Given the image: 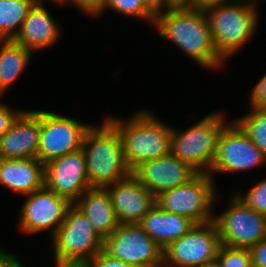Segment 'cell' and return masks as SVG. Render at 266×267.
<instances>
[{"label":"cell","instance_id":"1","mask_svg":"<svg viewBox=\"0 0 266 267\" xmlns=\"http://www.w3.org/2000/svg\"><path fill=\"white\" fill-rule=\"evenodd\" d=\"M153 27L203 70L216 72L226 65L215 49L204 7L172 4L155 16Z\"/></svg>","mask_w":266,"mask_h":267},{"label":"cell","instance_id":"2","mask_svg":"<svg viewBox=\"0 0 266 267\" xmlns=\"http://www.w3.org/2000/svg\"><path fill=\"white\" fill-rule=\"evenodd\" d=\"M135 111L123 118L105 116L119 131L124 159L132 172L143 162L169 154L171 149L172 125L148 108Z\"/></svg>","mask_w":266,"mask_h":267},{"label":"cell","instance_id":"3","mask_svg":"<svg viewBox=\"0 0 266 267\" xmlns=\"http://www.w3.org/2000/svg\"><path fill=\"white\" fill-rule=\"evenodd\" d=\"M260 4L229 0L204 7L218 55L227 63L249 44L260 24Z\"/></svg>","mask_w":266,"mask_h":267},{"label":"cell","instance_id":"4","mask_svg":"<svg viewBox=\"0 0 266 267\" xmlns=\"http://www.w3.org/2000/svg\"><path fill=\"white\" fill-rule=\"evenodd\" d=\"M99 124L91 123L81 147L91 188H106L132 173L117 128L105 116Z\"/></svg>","mask_w":266,"mask_h":267},{"label":"cell","instance_id":"5","mask_svg":"<svg viewBox=\"0 0 266 267\" xmlns=\"http://www.w3.org/2000/svg\"><path fill=\"white\" fill-rule=\"evenodd\" d=\"M231 119L225 111H212L188 128H171L170 152L197 173H210L215 159L218 138Z\"/></svg>","mask_w":266,"mask_h":267},{"label":"cell","instance_id":"6","mask_svg":"<svg viewBox=\"0 0 266 267\" xmlns=\"http://www.w3.org/2000/svg\"><path fill=\"white\" fill-rule=\"evenodd\" d=\"M215 182L209 173H197L183 185L160 193L156 204L165 211L186 216L196 224L213 221L214 208L218 201L221 202Z\"/></svg>","mask_w":266,"mask_h":267},{"label":"cell","instance_id":"7","mask_svg":"<svg viewBox=\"0 0 266 267\" xmlns=\"http://www.w3.org/2000/svg\"><path fill=\"white\" fill-rule=\"evenodd\" d=\"M103 241L84 213L72 204L63 223L49 241L51 257L89 261L103 249Z\"/></svg>","mask_w":266,"mask_h":267},{"label":"cell","instance_id":"8","mask_svg":"<svg viewBox=\"0 0 266 267\" xmlns=\"http://www.w3.org/2000/svg\"><path fill=\"white\" fill-rule=\"evenodd\" d=\"M228 198L224 211L214 212L213 218L221 244L250 249L266 237V215L248 207L233 192Z\"/></svg>","mask_w":266,"mask_h":267},{"label":"cell","instance_id":"9","mask_svg":"<svg viewBox=\"0 0 266 267\" xmlns=\"http://www.w3.org/2000/svg\"><path fill=\"white\" fill-rule=\"evenodd\" d=\"M266 166V157L256 147L239 124L231 119L222 129L210 176L249 172Z\"/></svg>","mask_w":266,"mask_h":267},{"label":"cell","instance_id":"10","mask_svg":"<svg viewBox=\"0 0 266 267\" xmlns=\"http://www.w3.org/2000/svg\"><path fill=\"white\" fill-rule=\"evenodd\" d=\"M23 198L25 200L20 206L17 228L22 234L29 236L46 232L51 239L63 223L72 204L45 186Z\"/></svg>","mask_w":266,"mask_h":267},{"label":"cell","instance_id":"11","mask_svg":"<svg viewBox=\"0 0 266 267\" xmlns=\"http://www.w3.org/2000/svg\"><path fill=\"white\" fill-rule=\"evenodd\" d=\"M221 245L214 221L195 224L163 250V267H201L216 261Z\"/></svg>","mask_w":266,"mask_h":267},{"label":"cell","instance_id":"12","mask_svg":"<svg viewBox=\"0 0 266 267\" xmlns=\"http://www.w3.org/2000/svg\"><path fill=\"white\" fill-rule=\"evenodd\" d=\"M55 111L40 110L38 159L43 164L81 149L84 134L91 126Z\"/></svg>","mask_w":266,"mask_h":267},{"label":"cell","instance_id":"13","mask_svg":"<svg viewBox=\"0 0 266 267\" xmlns=\"http://www.w3.org/2000/svg\"><path fill=\"white\" fill-rule=\"evenodd\" d=\"M103 250L136 267H163V249L138 223L119 224L104 239Z\"/></svg>","mask_w":266,"mask_h":267},{"label":"cell","instance_id":"14","mask_svg":"<svg viewBox=\"0 0 266 267\" xmlns=\"http://www.w3.org/2000/svg\"><path fill=\"white\" fill-rule=\"evenodd\" d=\"M44 186L71 204L91 188L82 148L45 163Z\"/></svg>","mask_w":266,"mask_h":267},{"label":"cell","instance_id":"15","mask_svg":"<svg viewBox=\"0 0 266 267\" xmlns=\"http://www.w3.org/2000/svg\"><path fill=\"white\" fill-rule=\"evenodd\" d=\"M106 189L120 224L139 223L156 204V197L133 173Z\"/></svg>","mask_w":266,"mask_h":267},{"label":"cell","instance_id":"16","mask_svg":"<svg viewBox=\"0 0 266 267\" xmlns=\"http://www.w3.org/2000/svg\"><path fill=\"white\" fill-rule=\"evenodd\" d=\"M132 173L155 197L183 185L197 174L171 152L161 158L143 162Z\"/></svg>","mask_w":266,"mask_h":267},{"label":"cell","instance_id":"17","mask_svg":"<svg viewBox=\"0 0 266 267\" xmlns=\"http://www.w3.org/2000/svg\"><path fill=\"white\" fill-rule=\"evenodd\" d=\"M45 1L49 2L38 0L33 5L19 33L13 39L33 54L54 47L63 34L60 22L54 18L50 9H47Z\"/></svg>","mask_w":266,"mask_h":267},{"label":"cell","instance_id":"18","mask_svg":"<svg viewBox=\"0 0 266 267\" xmlns=\"http://www.w3.org/2000/svg\"><path fill=\"white\" fill-rule=\"evenodd\" d=\"M40 109H24L0 138V158H38Z\"/></svg>","mask_w":266,"mask_h":267},{"label":"cell","instance_id":"19","mask_svg":"<svg viewBox=\"0 0 266 267\" xmlns=\"http://www.w3.org/2000/svg\"><path fill=\"white\" fill-rule=\"evenodd\" d=\"M0 185L21 197L44 186V164L38 158H0Z\"/></svg>","mask_w":266,"mask_h":267},{"label":"cell","instance_id":"20","mask_svg":"<svg viewBox=\"0 0 266 267\" xmlns=\"http://www.w3.org/2000/svg\"><path fill=\"white\" fill-rule=\"evenodd\" d=\"M138 224L164 250L196 223L186 216L170 213L155 204Z\"/></svg>","mask_w":266,"mask_h":267},{"label":"cell","instance_id":"21","mask_svg":"<svg viewBox=\"0 0 266 267\" xmlns=\"http://www.w3.org/2000/svg\"><path fill=\"white\" fill-rule=\"evenodd\" d=\"M104 240L119 226L106 188H89L74 203Z\"/></svg>","mask_w":266,"mask_h":267},{"label":"cell","instance_id":"22","mask_svg":"<svg viewBox=\"0 0 266 267\" xmlns=\"http://www.w3.org/2000/svg\"><path fill=\"white\" fill-rule=\"evenodd\" d=\"M32 54L14 40H0V96L4 97L27 71Z\"/></svg>","mask_w":266,"mask_h":267},{"label":"cell","instance_id":"23","mask_svg":"<svg viewBox=\"0 0 266 267\" xmlns=\"http://www.w3.org/2000/svg\"><path fill=\"white\" fill-rule=\"evenodd\" d=\"M38 0H0V40H13Z\"/></svg>","mask_w":266,"mask_h":267},{"label":"cell","instance_id":"24","mask_svg":"<svg viewBox=\"0 0 266 267\" xmlns=\"http://www.w3.org/2000/svg\"><path fill=\"white\" fill-rule=\"evenodd\" d=\"M249 110L233 119L266 157V108L249 107Z\"/></svg>","mask_w":266,"mask_h":267},{"label":"cell","instance_id":"25","mask_svg":"<svg viewBox=\"0 0 266 267\" xmlns=\"http://www.w3.org/2000/svg\"><path fill=\"white\" fill-rule=\"evenodd\" d=\"M108 10L124 17L140 19L151 26L154 24L155 16L143 5L141 0H106L103 10L95 18L99 19Z\"/></svg>","mask_w":266,"mask_h":267},{"label":"cell","instance_id":"26","mask_svg":"<svg viewBox=\"0 0 266 267\" xmlns=\"http://www.w3.org/2000/svg\"><path fill=\"white\" fill-rule=\"evenodd\" d=\"M216 261L220 267H253L252 255L248 248H234L221 244Z\"/></svg>","mask_w":266,"mask_h":267},{"label":"cell","instance_id":"27","mask_svg":"<svg viewBox=\"0 0 266 267\" xmlns=\"http://www.w3.org/2000/svg\"><path fill=\"white\" fill-rule=\"evenodd\" d=\"M233 193L241 199L248 207L258 213L266 215V178L254 183L246 192L240 189Z\"/></svg>","mask_w":266,"mask_h":267},{"label":"cell","instance_id":"28","mask_svg":"<svg viewBox=\"0 0 266 267\" xmlns=\"http://www.w3.org/2000/svg\"><path fill=\"white\" fill-rule=\"evenodd\" d=\"M51 3L61 7L72 6L77 11H81L82 14L95 19V17L103 10L106 0H50ZM67 4V5H66ZM78 8V9H77Z\"/></svg>","mask_w":266,"mask_h":267},{"label":"cell","instance_id":"29","mask_svg":"<svg viewBox=\"0 0 266 267\" xmlns=\"http://www.w3.org/2000/svg\"><path fill=\"white\" fill-rule=\"evenodd\" d=\"M3 96H0V99ZM0 100V138L11 128L13 122L20 115V113L24 110L20 107V109L12 108L8 104L2 102Z\"/></svg>","mask_w":266,"mask_h":267},{"label":"cell","instance_id":"30","mask_svg":"<svg viewBox=\"0 0 266 267\" xmlns=\"http://www.w3.org/2000/svg\"><path fill=\"white\" fill-rule=\"evenodd\" d=\"M248 99L250 107L266 108V72L251 87Z\"/></svg>","mask_w":266,"mask_h":267},{"label":"cell","instance_id":"31","mask_svg":"<svg viewBox=\"0 0 266 267\" xmlns=\"http://www.w3.org/2000/svg\"><path fill=\"white\" fill-rule=\"evenodd\" d=\"M89 265L90 267H136L111 257L103 249L89 260Z\"/></svg>","mask_w":266,"mask_h":267},{"label":"cell","instance_id":"32","mask_svg":"<svg viewBox=\"0 0 266 267\" xmlns=\"http://www.w3.org/2000/svg\"><path fill=\"white\" fill-rule=\"evenodd\" d=\"M253 267H266V237L250 248Z\"/></svg>","mask_w":266,"mask_h":267},{"label":"cell","instance_id":"33","mask_svg":"<svg viewBox=\"0 0 266 267\" xmlns=\"http://www.w3.org/2000/svg\"><path fill=\"white\" fill-rule=\"evenodd\" d=\"M0 245V267H27L24 266L20 258V254L14 253L15 251L6 250ZM20 258V259H19Z\"/></svg>","mask_w":266,"mask_h":267},{"label":"cell","instance_id":"34","mask_svg":"<svg viewBox=\"0 0 266 267\" xmlns=\"http://www.w3.org/2000/svg\"><path fill=\"white\" fill-rule=\"evenodd\" d=\"M141 2L154 16L163 13L172 5L169 0H141Z\"/></svg>","mask_w":266,"mask_h":267},{"label":"cell","instance_id":"35","mask_svg":"<svg viewBox=\"0 0 266 267\" xmlns=\"http://www.w3.org/2000/svg\"><path fill=\"white\" fill-rule=\"evenodd\" d=\"M55 267H90L89 261L52 259Z\"/></svg>","mask_w":266,"mask_h":267},{"label":"cell","instance_id":"36","mask_svg":"<svg viewBox=\"0 0 266 267\" xmlns=\"http://www.w3.org/2000/svg\"><path fill=\"white\" fill-rule=\"evenodd\" d=\"M225 1H229V0H189L186 3V5L192 6V7H205L213 3H220V2H225Z\"/></svg>","mask_w":266,"mask_h":267},{"label":"cell","instance_id":"37","mask_svg":"<svg viewBox=\"0 0 266 267\" xmlns=\"http://www.w3.org/2000/svg\"><path fill=\"white\" fill-rule=\"evenodd\" d=\"M172 4H186L189 0H169Z\"/></svg>","mask_w":266,"mask_h":267},{"label":"cell","instance_id":"38","mask_svg":"<svg viewBox=\"0 0 266 267\" xmlns=\"http://www.w3.org/2000/svg\"><path fill=\"white\" fill-rule=\"evenodd\" d=\"M201 267H220L219 264L217 263V261H214L212 263H209V264H205Z\"/></svg>","mask_w":266,"mask_h":267},{"label":"cell","instance_id":"39","mask_svg":"<svg viewBox=\"0 0 266 267\" xmlns=\"http://www.w3.org/2000/svg\"><path fill=\"white\" fill-rule=\"evenodd\" d=\"M249 1H253V2H256V3H258V4H262L263 1H266V0H249Z\"/></svg>","mask_w":266,"mask_h":267}]
</instances>
